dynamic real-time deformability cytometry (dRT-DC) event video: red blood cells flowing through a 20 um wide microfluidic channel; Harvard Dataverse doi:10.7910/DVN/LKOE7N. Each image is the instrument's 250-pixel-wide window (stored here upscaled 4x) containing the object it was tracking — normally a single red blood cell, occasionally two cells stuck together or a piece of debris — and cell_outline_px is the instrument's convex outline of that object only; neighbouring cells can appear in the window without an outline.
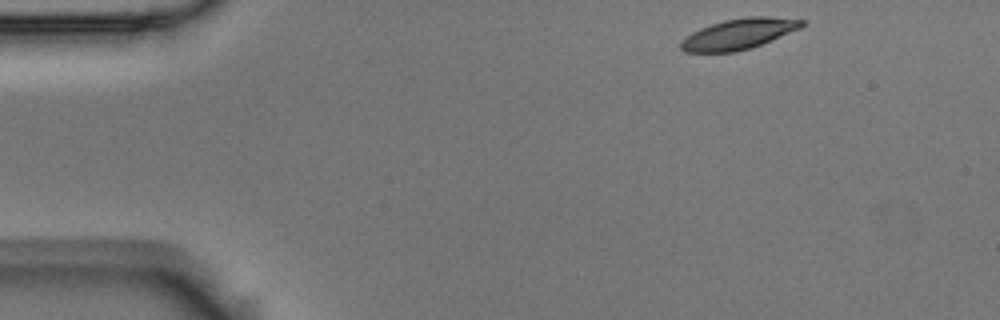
{"species": "Egyptian fruit bat (a non-hibernating species)", "species_latin": "Rousettus aegyptiacus", "temperature_condition": "room temperature", "stored_images_in_passage": 5, "camera_frame_rate_fps": 3000, "um_per_image_px": 0.085, "animal": {"sex": "male"}, "frame": {"image": 1, "passage_image": 1, "time_ms": 0.0, "image_size_px": [1000, 320], "cell_outline_px": [[804, 24], [800, 28], [752, 48], [736, 52], [684, 52], [680, 48], [680, 40], [692, 32], [700, 28], [724, 20], [748, 16], [768, 16], [804, 20]], "centroid_in_image_um": [62.76, 2.89], "position_along_channel_um": 22.2, "area_um2": 21.56}}
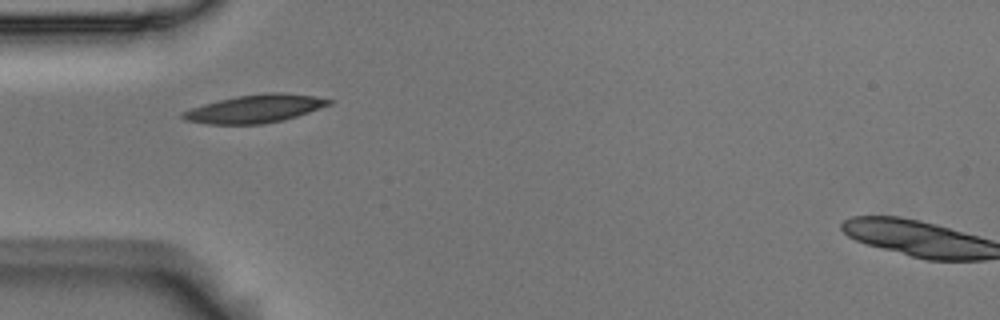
{"frame": {"image": 2, "passage_image": 4, "time_ms": 1.0, "image_size_px": [1000, 320], "cell_outline_px": [[332, 104], [284, 120], [264, 124], [208, 124], [184, 120], [180, 116], [180, 112], [204, 104], [236, 96], [268, 92], [280, 92], [312, 96], [332, 100]], "centroid_in_image_um": [21.64, 9.25], "position_along_channel_um": 63.4, "area_um2": 23.76}}
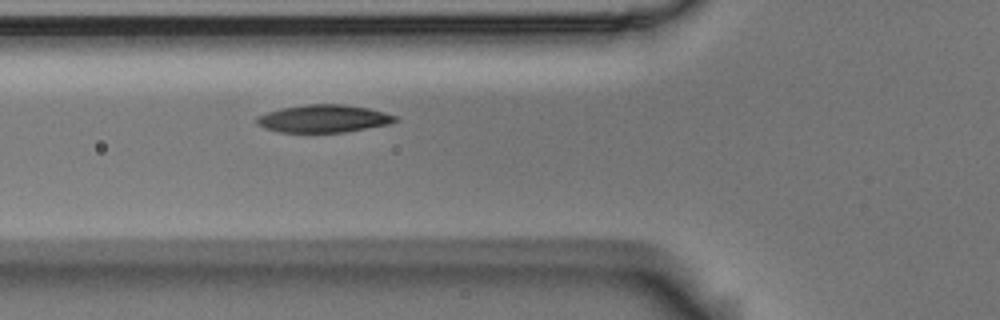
{"frame": {"image": 3, "passage_image": 5, "time_ms": 1.333, "image_size_px": [1000, 320], "cell_outline_px": [[396, 120], [388, 124], [344, 132], [280, 132], [264, 128], [256, 124], [256, 116], [280, 108], [308, 104], [344, 104], [368, 108], [384, 112], [396, 116]], "centroid_in_image_um": [27.45, 10.08], "position_along_channel_um": 98.3, "area_um2": 22.2}}